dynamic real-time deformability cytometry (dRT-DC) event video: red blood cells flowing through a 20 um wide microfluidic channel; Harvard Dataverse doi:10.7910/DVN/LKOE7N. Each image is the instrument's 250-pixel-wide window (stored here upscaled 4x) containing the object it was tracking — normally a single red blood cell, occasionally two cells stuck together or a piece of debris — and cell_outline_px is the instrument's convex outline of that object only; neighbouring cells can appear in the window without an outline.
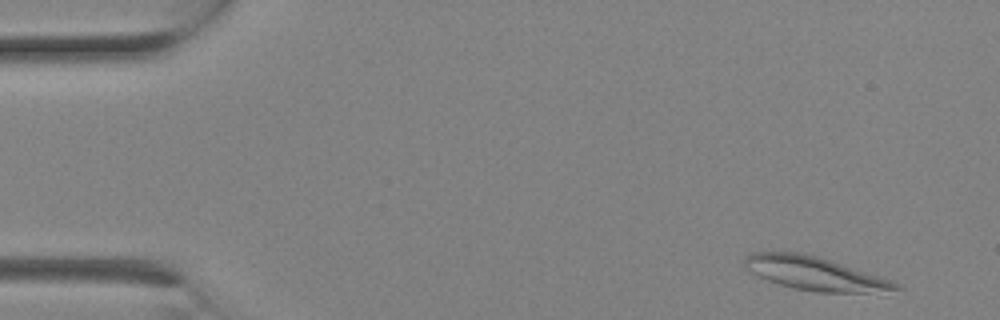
{"species": "Egyptian fruit bat (a non-hibernating species)", "species_latin": "Rousettus aegyptiacus", "temperature_condition": "room temperature", "stored_images_in_passage": 4, "camera_frame_rate_fps": 3000, "um_per_image_px": 0.085, "animal": {"sex": "female"}, "frame": {"image": 1, "passage_image": 4, "time_ms": 1.0, "image_size_px": [1000, 320], "cell_outline_px": [[904, 288], [868, 292], [816, 292], [796, 288], [780, 284], [768, 280], [744, 268], [744, 260], [752, 252], [800, 252], [816, 256], [880, 276]], "centroid_in_image_um": [69.19, 23.23], "position_along_channel_um": 15.8, "area_um2": 28.61}}